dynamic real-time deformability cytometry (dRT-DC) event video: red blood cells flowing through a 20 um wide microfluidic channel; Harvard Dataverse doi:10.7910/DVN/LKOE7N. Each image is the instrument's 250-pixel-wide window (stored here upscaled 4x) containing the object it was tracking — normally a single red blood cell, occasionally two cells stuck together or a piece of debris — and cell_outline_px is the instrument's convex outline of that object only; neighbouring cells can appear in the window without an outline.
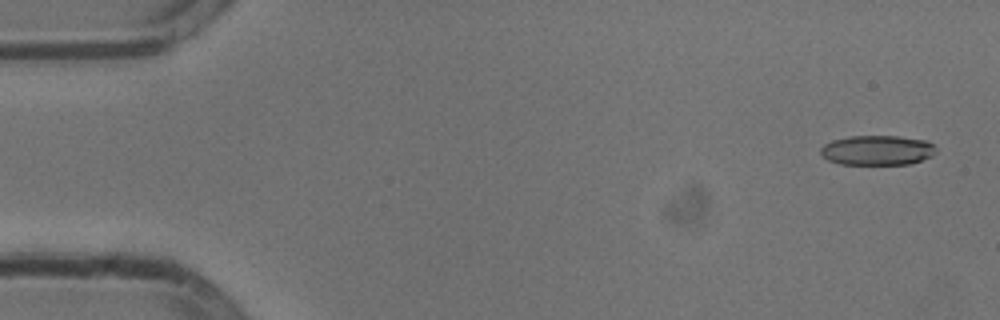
{"species": "common noctule bat (a hibernating species)", "species_latin": "Nyctalus noctula", "temperature_condition": "cold", "stored_images_in_passage": 54, "camera_frame_rate_fps": 3000, "um_per_image_px": 0.085, "animal": {"sex": "male", "body_mass_g": 13.3}, "frame": {"image": 1, "passage_image": 3, "time_ms": 0.667, "image_size_px": [1000, 320], "cell_outline_px": [[936, 152], [932, 156], [908, 164], [840, 164], [828, 160], [820, 152], [820, 148], [824, 144], [832, 140], [848, 136], [896, 136], [928, 140], [936, 148]], "centroid_in_image_um": [74.57, 12.76], "position_along_channel_um": 10.4, "area_um2": 20.06}}
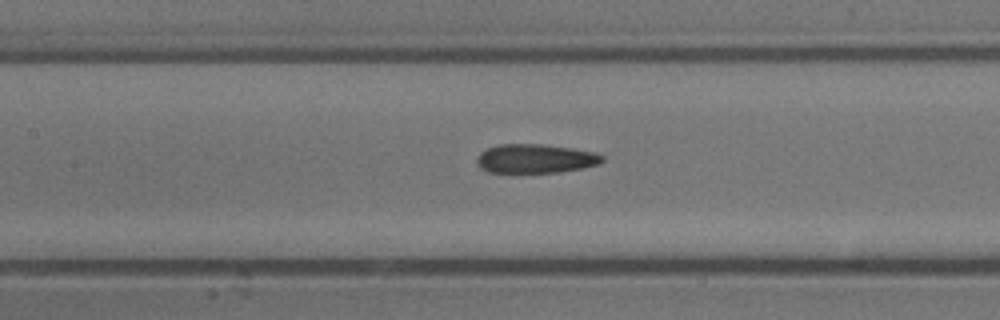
{"frame": {"image": 2, "passage_image": 25, "time_ms": 8.0, "image_size_px": [1000, 320], "cell_outline_px": [[604, 160], [600, 164], [584, 168], [560, 172], [488, 172], [480, 168], [476, 164], [476, 156], [480, 152], [488, 148], [500, 144], [544, 144], [572, 148], [596, 152], [604, 156]], "centroid_in_image_um": [45.52, 13.48], "position_along_channel_um": 161.9, "area_um2": 21.44}}
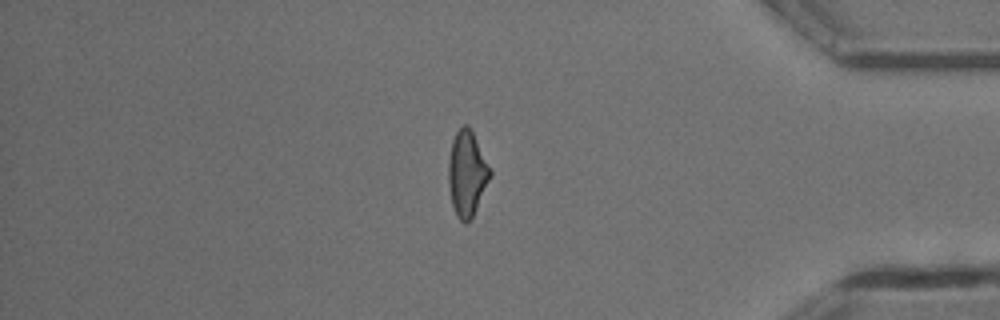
{"frame": {"image": 3, "passage_image": 46, "time_ms": 15.0, "image_size_px": [1000, 320], "cell_outline_px": [[492, 176], [472, 220], [464, 224], [456, 216], [452, 204], [448, 184], [448, 160], [452, 140], [456, 132], [464, 124], [468, 124], [492, 172]], "centroid_in_image_um": [39.69, 14.81], "position_along_channel_um": 395.5, "area_um2": 20.92}, "authors_computed_cell_mechanics": {"area_um2": 20.9236, "velocity_mm_per_s": 3.8038, "shape_relaxation_time_tau1_ms": 8.5892, "shape_relaxation_time_tau2_ms": 3.4347, "deformation_change_tau1": 0.1964, "deformation_change_tau2": 0.1309}}